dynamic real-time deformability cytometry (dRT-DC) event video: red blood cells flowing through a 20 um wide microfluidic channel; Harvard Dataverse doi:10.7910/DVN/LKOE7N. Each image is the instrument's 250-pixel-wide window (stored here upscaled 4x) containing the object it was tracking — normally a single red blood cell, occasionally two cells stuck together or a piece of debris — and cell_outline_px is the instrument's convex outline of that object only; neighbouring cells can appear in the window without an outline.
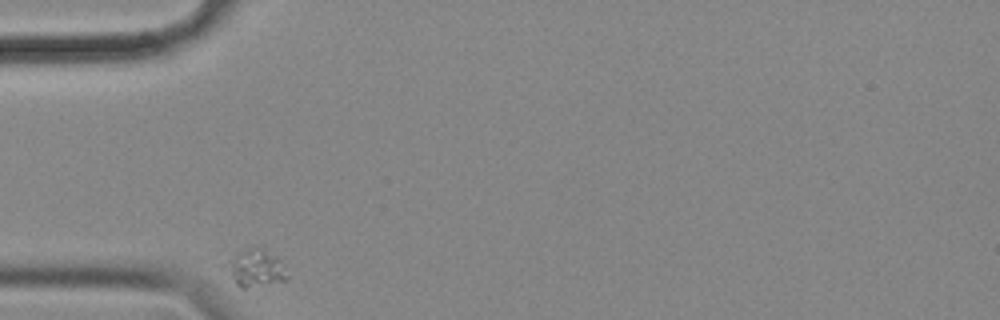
{"species": "common noctule bat (a hibernating species)", "species_latin": "Nyctalus noctula", "temperature_condition": "cold", "stored_images_in_passage": 34, "camera_frame_rate_fps": 3000, "um_per_image_px": 0.085, "animal": {"sex": "female", "body_mass_g": 18.4}, "frame": {"image": 1, "passage_image": 1, "time_ms": 0.0, "image_size_px": [1000, 320], "cell_outline_px": [[288, 276], [284, 280], [244, 288], [240, 288], [236, 284], [224, 264], [240, 252], [256, 244], [276, 256]], "centroid_in_image_um": [21.7, 22.76], "position_along_channel_um": 63.3, "area_um2": 12.77}}
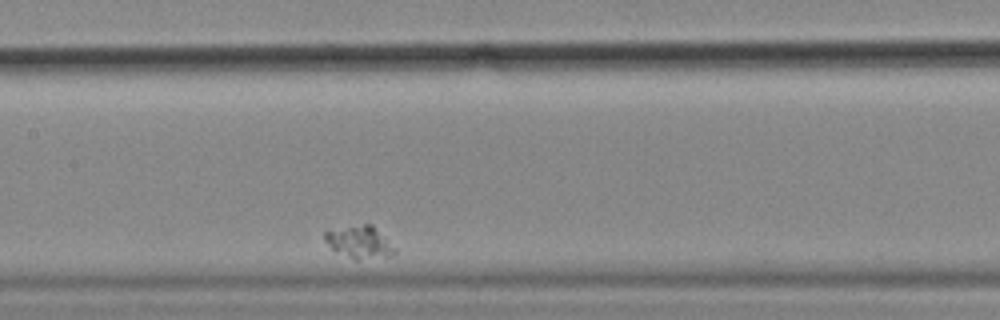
{"frame": {"image": 2, "passage_image": 14, "time_ms": 4.333, "image_size_px": [1000, 320], "cell_outline_px": [[396, 252], [392, 256], [356, 260], [332, 248], [324, 240], [324, 232], [364, 224], [372, 224], [396, 248]], "centroid_in_image_um": [30.62, 20.59], "position_along_channel_um": 176.8, "area_um2": 12.83}}